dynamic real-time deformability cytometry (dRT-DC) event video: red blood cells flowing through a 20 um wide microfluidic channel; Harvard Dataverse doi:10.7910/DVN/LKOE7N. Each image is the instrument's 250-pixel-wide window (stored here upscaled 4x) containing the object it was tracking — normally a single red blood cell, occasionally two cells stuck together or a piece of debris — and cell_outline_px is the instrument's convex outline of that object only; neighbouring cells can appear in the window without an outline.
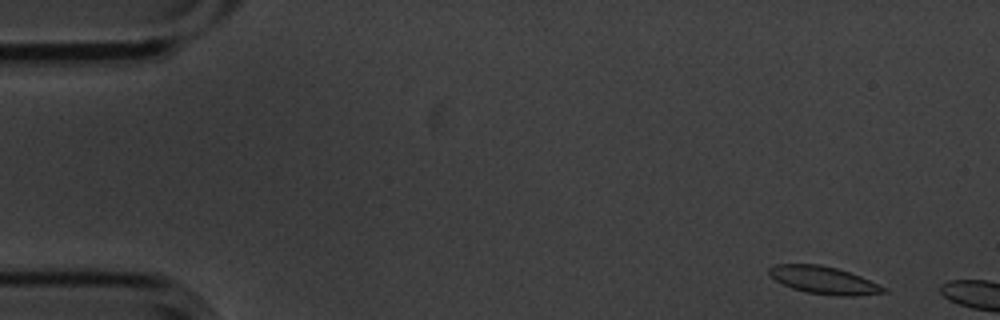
{"species": "common noctule bat (a hibernating species)", "species_latin": "Nyctalus noctula", "temperature_condition": "cold", "stored_images_in_passage": 5, "camera_frame_rate_fps": 3000, "um_per_image_px": 0.085, "animal": {"sex": "male", "body_mass_g": 20.1, "forearm_length_mm": 53.5}, "frame": {"image": 1, "passage_image": 1, "time_ms": 0.0, "image_size_px": [1000, 320], "cell_outline_px": [[888, 292], [856, 296], [836, 296], [808, 292], [792, 288], [776, 280], [768, 272], [768, 268], [776, 264], [820, 264], [836, 268], [860, 276], [884, 288]], "centroid_in_image_um": [70.0, 23.81], "position_along_channel_um": 15.0, "area_um2": 18.03}}